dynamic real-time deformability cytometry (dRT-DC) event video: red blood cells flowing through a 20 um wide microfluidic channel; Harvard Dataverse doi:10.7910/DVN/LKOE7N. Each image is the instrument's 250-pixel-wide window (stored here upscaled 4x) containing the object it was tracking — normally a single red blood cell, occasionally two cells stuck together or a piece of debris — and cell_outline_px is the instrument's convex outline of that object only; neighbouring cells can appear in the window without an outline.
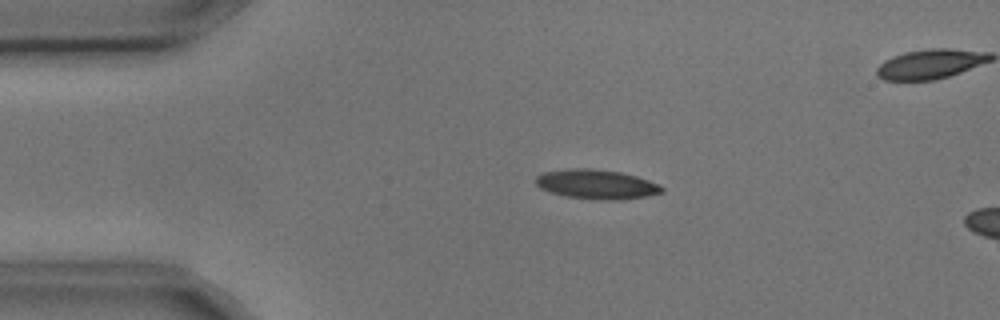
{"species": "common noctule bat (a hibernating species)", "species_latin": "Nyctalus noctula", "temperature_condition": "cold", "stored_images_in_passage": 4, "camera_frame_rate_fps": 3000, "um_per_image_px": 0.085, "animal": {"sex": "male", "body_mass_g": 17.9, "forearm_length_mm": 54.2}, "frame": {"image": 1, "passage_image": 3, "time_ms": 0.667, "image_size_px": [1000, 320], "cell_outline_px": [[664, 192], [644, 196], [620, 200], [604, 200], [568, 196], [552, 192], [540, 188], [536, 184], [536, 176], [544, 172], [572, 168], [588, 168], [620, 172], [636, 176], [660, 184], [664, 188]], "centroid_in_image_um": [50.73, 15.66], "position_along_channel_um": 34.3, "area_um2": 21.39}}